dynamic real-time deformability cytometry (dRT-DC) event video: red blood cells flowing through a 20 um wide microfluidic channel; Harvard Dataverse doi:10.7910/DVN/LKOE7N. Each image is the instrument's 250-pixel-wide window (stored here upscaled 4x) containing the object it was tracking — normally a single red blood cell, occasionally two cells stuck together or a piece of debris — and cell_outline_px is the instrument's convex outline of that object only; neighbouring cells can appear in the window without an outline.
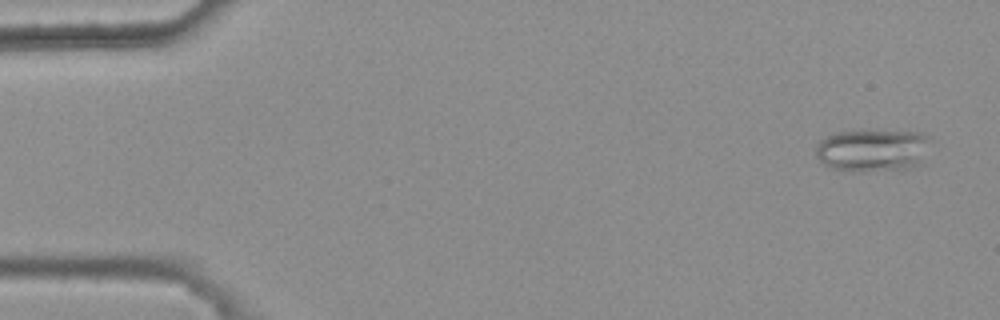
{"species": "common noctule bat (a hibernating species)", "species_latin": "Nyctalus noctula", "temperature_condition": "warm", "stored_images_in_passage": 6, "camera_frame_rate_fps": 3000, "um_per_image_px": 0.085, "animal": {"sex": "female", "body_mass_g": 25.1}, "frame": {"image": 1, "passage_image": 1, "time_ms": 0.0, "image_size_px": [1000, 320], "cell_outline_px": [[932, 136], [924, 164], [908, 168], [864, 172], [860, 172], [832, 168], [824, 164], [816, 156], [816, 144], [820, 140], [836, 132], [864, 128], [924, 132]], "centroid_in_image_um": [74.26, 12.72], "position_along_channel_um": 10.7, "area_um2": 29.88}}